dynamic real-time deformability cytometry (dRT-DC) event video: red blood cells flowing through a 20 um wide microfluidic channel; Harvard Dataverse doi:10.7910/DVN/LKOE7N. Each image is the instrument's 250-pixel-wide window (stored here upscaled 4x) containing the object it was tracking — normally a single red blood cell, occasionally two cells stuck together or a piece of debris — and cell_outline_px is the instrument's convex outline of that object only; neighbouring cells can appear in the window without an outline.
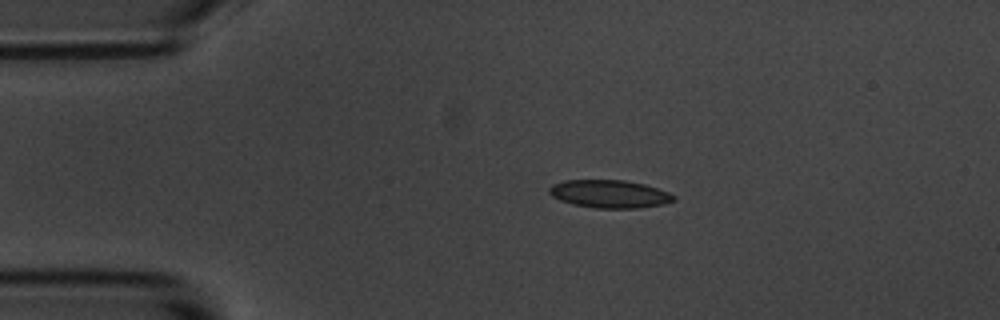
{"species": "common noctule bat (a hibernating species)", "species_latin": "Nyctalus noctula", "temperature_condition": "room temperature", "stored_images_in_passage": 4, "camera_frame_rate_fps": 3000, "um_per_image_px": 0.085, "animal": {"sex": "male", "body_mass_g": 20.1, "forearm_length_mm": 53.5}, "frame": {"image": 1, "passage_image": 2, "time_ms": 2.0, "image_size_px": [1000, 320], "cell_outline_px": [[676, 200], [660, 204], [640, 208], [596, 208], [572, 204], [560, 200], [552, 196], [548, 192], [548, 188], [552, 184], [564, 180], [624, 180], [644, 184], [668, 192], [676, 196]], "centroid_in_image_um": [51.78, 16.48], "position_along_channel_um": 33.2, "area_um2": 20.23}}
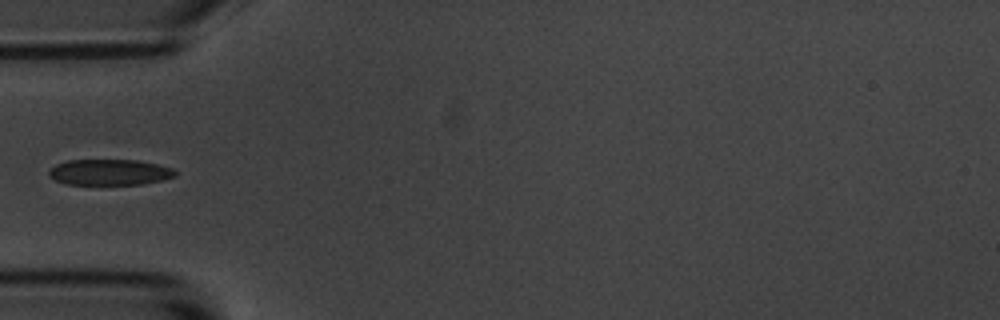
{"frame": {"image": 2, "passage_image": 4, "time_ms": 4.333, "image_size_px": [1000, 320], "cell_outline_px": [[176, 176], [164, 180], [140, 184], [68, 184], [56, 180], [48, 176], [48, 172], [56, 164], [68, 160], [136, 160], [156, 164], [172, 168], [176, 172]], "centroid_in_image_um": [9.32, 14.64], "position_along_channel_um": 75.7, "area_um2": 18.9}}